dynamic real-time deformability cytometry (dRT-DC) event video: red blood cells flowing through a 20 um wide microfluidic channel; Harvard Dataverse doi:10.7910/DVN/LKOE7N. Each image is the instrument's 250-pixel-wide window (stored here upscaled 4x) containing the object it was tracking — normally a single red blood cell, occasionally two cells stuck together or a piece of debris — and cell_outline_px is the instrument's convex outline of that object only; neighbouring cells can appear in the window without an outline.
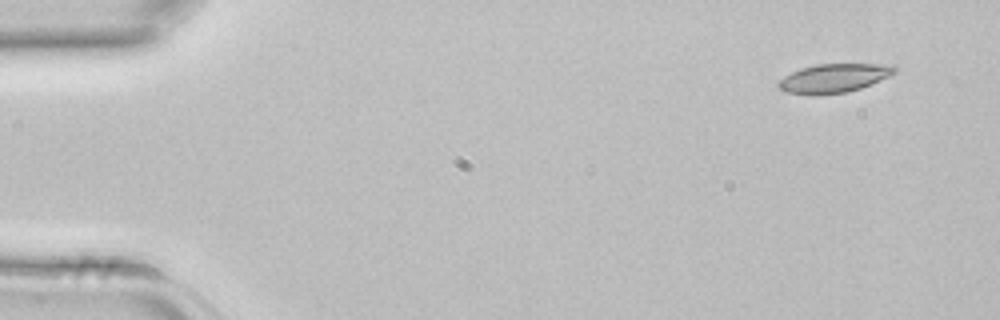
{"species": "common noctule bat (a hibernating species)", "species_latin": "Nyctalus noctula", "temperature_condition": "room temperature", "stored_images_in_passage": 3, "camera_frame_rate_fps": 3000, "um_per_image_px": 0.085, "animal": {"sex": "female", "body_mass_g": 22.7, "forearm_length_mm": 54.2}, "frame": {"image": 1, "passage_image": 1, "time_ms": 0.0, "image_size_px": [1000, 320], "cell_outline_px": [[896, 72], [888, 76], [860, 88], [848, 92], [816, 96], [812, 96], [784, 92], [776, 84], [784, 76], [800, 68], [816, 64], [892, 64], [896, 68]], "centroid_in_image_um": [70.83, 6.66], "position_along_channel_um": 14.2, "area_um2": 19.65}}
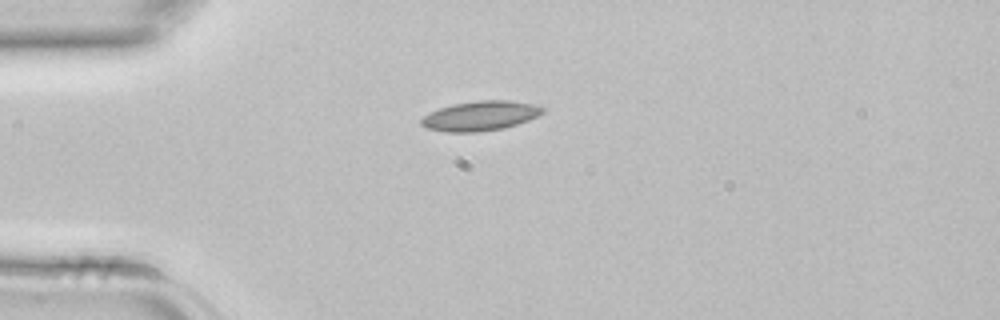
{"frame": {"image": 2, "passage_image": 3, "time_ms": 0.667, "image_size_px": [1000, 320], "cell_outline_px": [[544, 112], [528, 120], [504, 128], [480, 132], [448, 132], [428, 128], [420, 124], [420, 120], [424, 116], [440, 108], [452, 104], [480, 100], [508, 100], [532, 104], [544, 108]], "centroid_in_image_um": [40.82, 9.85], "position_along_channel_um": 44.2, "area_um2": 20.75}}